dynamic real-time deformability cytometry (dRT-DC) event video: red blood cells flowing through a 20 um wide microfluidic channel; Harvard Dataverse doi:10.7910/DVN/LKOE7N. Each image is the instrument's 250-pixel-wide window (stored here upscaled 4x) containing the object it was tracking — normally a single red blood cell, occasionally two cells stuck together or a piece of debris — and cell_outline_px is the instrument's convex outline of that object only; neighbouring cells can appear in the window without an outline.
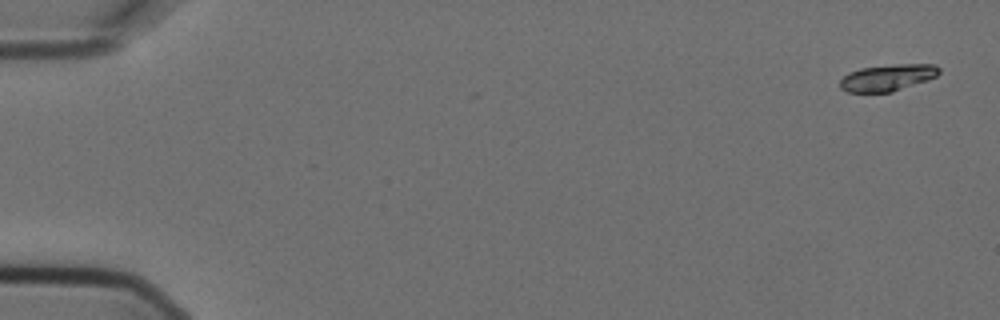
{"species": "Egyptian fruit bat (a non-hibernating species)", "species_latin": "Rousettus aegyptiacus", "temperature_condition": "cold", "stored_images_in_passage": 7, "camera_frame_rate_fps": 3000, "um_per_image_px": 0.085, "animal": {"sex": "female"}, "frame": {"image": 1, "passage_image": 1, "time_ms": 0.0, "image_size_px": [1000, 320], "cell_outline_px": [[940, 72], [936, 76], [928, 80], [892, 92], [848, 92], [840, 88], [840, 80], [848, 72], [860, 68], [896, 64], [936, 64], [940, 68]], "centroid_in_image_um": [75.45, 6.59], "position_along_channel_um": 9.6, "area_um2": 15.43}}
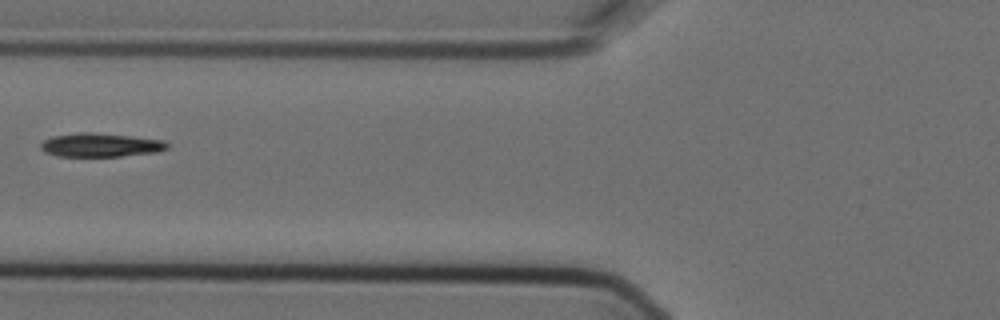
{"frame": {"image": 2, "passage_image": 6, "time_ms": 1.667, "image_size_px": [1000, 320], "cell_outline_px": [[168, 148], [156, 152], [120, 156], [56, 156], [44, 152], [40, 148], [40, 144], [44, 140], [52, 136], [76, 132], [92, 132], [164, 140], [168, 144]], "centroid_in_image_um": [8.49, 12.32], "position_along_channel_um": 117.3, "area_um2": 17.46}}
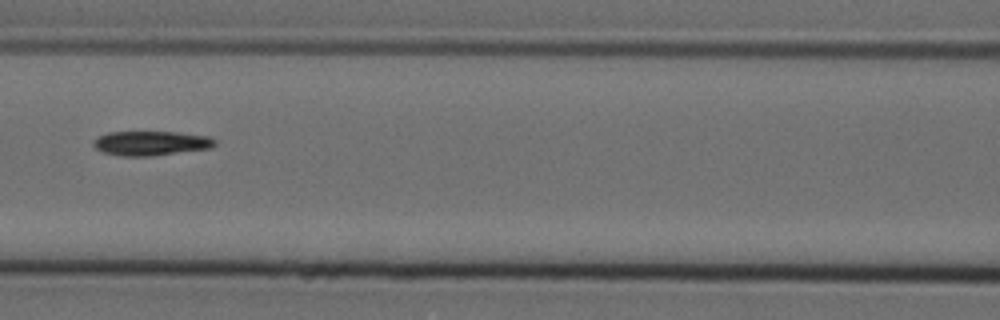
{"frame": {"image": 3, "passage_image": 7, "time_ms": 2.0, "image_size_px": [1000, 320], "cell_outline_px": [[216, 144], [212, 148], [152, 156], [120, 156], [104, 152], [96, 148], [92, 144], [92, 140], [108, 132], [176, 132], [208, 136], [216, 140]], "centroid_in_image_um": [12.84, 12.17], "position_along_channel_um": 153.8, "area_um2": 17.34}}